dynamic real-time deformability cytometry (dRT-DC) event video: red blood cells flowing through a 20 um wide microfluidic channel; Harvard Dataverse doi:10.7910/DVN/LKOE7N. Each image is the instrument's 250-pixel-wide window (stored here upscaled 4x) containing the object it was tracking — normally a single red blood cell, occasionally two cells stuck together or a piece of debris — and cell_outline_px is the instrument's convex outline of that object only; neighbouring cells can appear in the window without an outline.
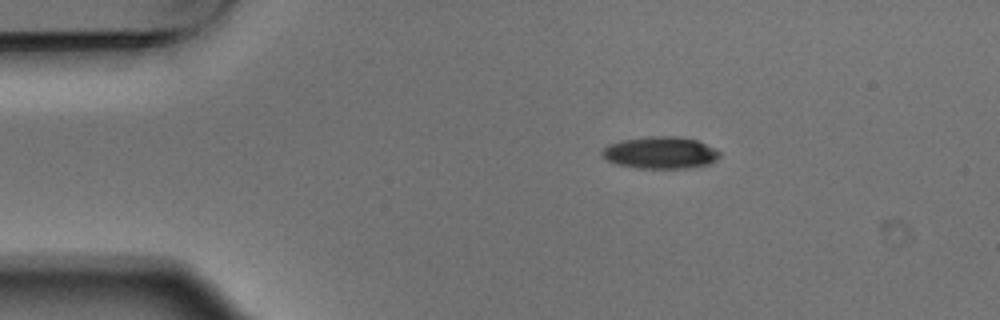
{"species": "Egyptian fruit bat (a non-hibernating species)", "species_latin": "Rousettus aegyptiacus", "temperature_condition": "warm", "stored_images_in_passage": 2, "camera_frame_rate_fps": 3000, "um_per_image_px": 0.085, "animal": {"sex": "male"}, "frame": {"image": 1, "passage_image": 1, "time_ms": 0.0, "image_size_px": [1000, 320], "cell_outline_px": [[720, 156], [716, 160], [708, 164], [692, 168], [636, 168], [616, 164], [608, 160], [600, 152], [608, 144], [624, 140], [652, 136], [676, 136], [696, 140], [720, 152]], "centroid_in_image_um": [56.13, 12.99], "position_along_channel_um": 28.9, "area_um2": 21.73}}